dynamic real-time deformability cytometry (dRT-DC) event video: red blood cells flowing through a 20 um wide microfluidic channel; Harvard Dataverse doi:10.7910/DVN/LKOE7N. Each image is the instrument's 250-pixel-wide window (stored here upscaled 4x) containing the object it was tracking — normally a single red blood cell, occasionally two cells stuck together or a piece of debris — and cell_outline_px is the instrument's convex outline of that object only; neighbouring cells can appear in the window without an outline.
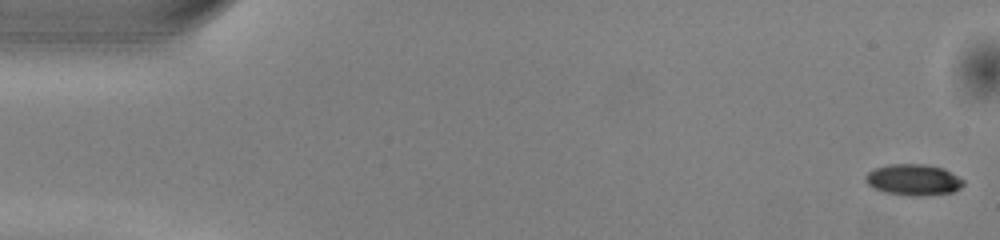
{"species": "common noctule bat (a hibernating species)", "species_latin": "Nyctalus noctula", "temperature_condition": "warm", "stored_images_in_passage": 51, "camera_frame_rate_fps": 3000, "um_per_image_px": 0.085, "animal": {"sex": "male", "body_mass_g": 13.0, "forearm_length_mm": 53.1}, "frame": {"image": 1, "passage_image": 1, "time_ms": 0.0, "image_size_px": [1000, 240], "cell_outline_px": [[964, 184], [960, 188], [952, 192], [924, 196], [908, 196], [884, 192], [868, 184], [864, 180], [864, 176], [868, 172], [876, 168], [888, 164], [924, 164], [944, 168], [964, 180]], "centroid_in_image_um": [77.64, 15.28], "position_along_channel_um": 7.4, "area_um2": 17.86}}
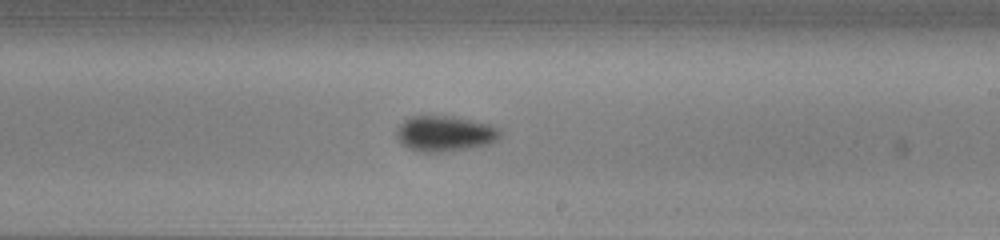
{"frame": {"image": 2, "passage_image": 30, "time_ms": 9.667, "image_size_px": [1000, 240], "cell_outline_px": [[500, 136], [496, 140], [488, 144], [468, 148], [444, 152], [420, 152], [408, 148], [400, 144], [396, 136], [396, 128], [404, 120], [412, 116], [452, 116], [488, 124], [496, 128], [500, 132]], "centroid_in_image_um": [37.74, 11.36], "position_along_channel_um": 251.3, "area_um2": 21.39}}
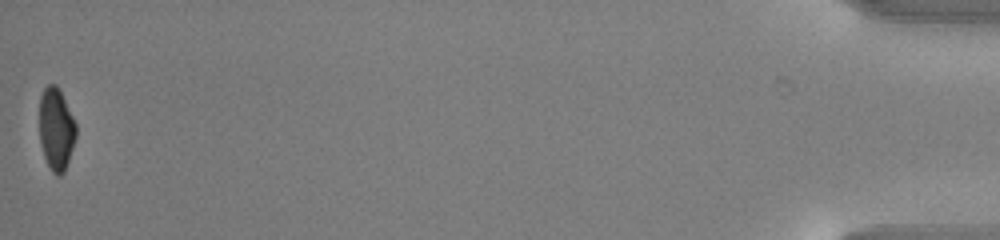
{"frame": {"image": 3, "passage_image": 51, "time_ms": 16.667, "image_size_px": [1000, 240], "cell_outline_px": [[76, 140], [64, 172], [60, 176], [56, 176], [52, 172], [44, 156], [40, 144], [40, 96], [44, 88], [48, 84], [56, 84], [76, 124]], "centroid_in_image_um": [4.77, 11.01], "position_along_channel_um": 430.4, "area_um2": 17.46}, "authors_computed_cell_mechanics": {"area_um2": 19.363, "velocity_mm_per_s": 4.0292, "shape_relaxation_time_tau1_ms": 2.8168, "shape_relaxation_time_tau2_ms": 6.1945, "deformation_change_tau1": 0.1237, "deformation_change_tau2": 0.104}}